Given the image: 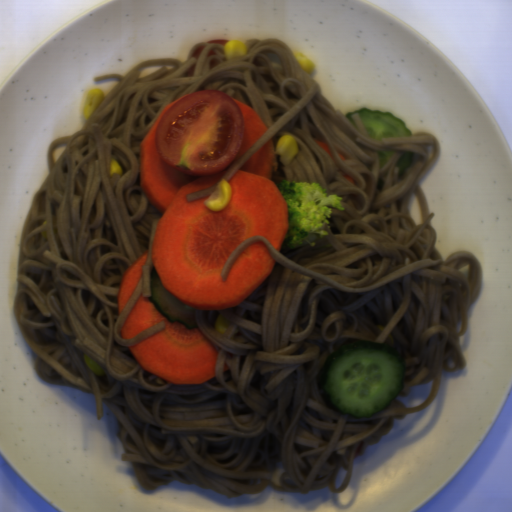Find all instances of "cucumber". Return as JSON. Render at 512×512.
<instances>
[{"instance_id": "8b760119", "label": "cucumber", "mask_w": 512, "mask_h": 512, "mask_svg": "<svg viewBox=\"0 0 512 512\" xmlns=\"http://www.w3.org/2000/svg\"><path fill=\"white\" fill-rule=\"evenodd\" d=\"M405 384L403 353L387 343L344 344L324 358L318 374L323 402L353 418L385 409Z\"/></svg>"}, {"instance_id": "586b57bf", "label": "cucumber", "mask_w": 512, "mask_h": 512, "mask_svg": "<svg viewBox=\"0 0 512 512\" xmlns=\"http://www.w3.org/2000/svg\"><path fill=\"white\" fill-rule=\"evenodd\" d=\"M150 302L155 309L170 323L181 322L188 329H196L195 309L169 292L161 282L155 266L150 272Z\"/></svg>"}, {"instance_id": "888e309b", "label": "cucumber", "mask_w": 512, "mask_h": 512, "mask_svg": "<svg viewBox=\"0 0 512 512\" xmlns=\"http://www.w3.org/2000/svg\"><path fill=\"white\" fill-rule=\"evenodd\" d=\"M354 114H358L361 126L371 139L382 141L383 138L412 137L413 132L405 121L394 117L392 112L377 111L365 106L356 112L347 113V119L357 126L352 117Z\"/></svg>"}, {"instance_id": "2a18db57", "label": "cucumber", "mask_w": 512, "mask_h": 512, "mask_svg": "<svg viewBox=\"0 0 512 512\" xmlns=\"http://www.w3.org/2000/svg\"><path fill=\"white\" fill-rule=\"evenodd\" d=\"M414 157V153L412 152H406L399 156L396 167H398V178H401L406 169H410L412 158Z\"/></svg>"}, {"instance_id": "734fbe4a", "label": "cucumber", "mask_w": 512, "mask_h": 512, "mask_svg": "<svg viewBox=\"0 0 512 512\" xmlns=\"http://www.w3.org/2000/svg\"><path fill=\"white\" fill-rule=\"evenodd\" d=\"M393 152H379L378 151V162H379V169H382L390 160V158L393 156Z\"/></svg>"}]
</instances>
